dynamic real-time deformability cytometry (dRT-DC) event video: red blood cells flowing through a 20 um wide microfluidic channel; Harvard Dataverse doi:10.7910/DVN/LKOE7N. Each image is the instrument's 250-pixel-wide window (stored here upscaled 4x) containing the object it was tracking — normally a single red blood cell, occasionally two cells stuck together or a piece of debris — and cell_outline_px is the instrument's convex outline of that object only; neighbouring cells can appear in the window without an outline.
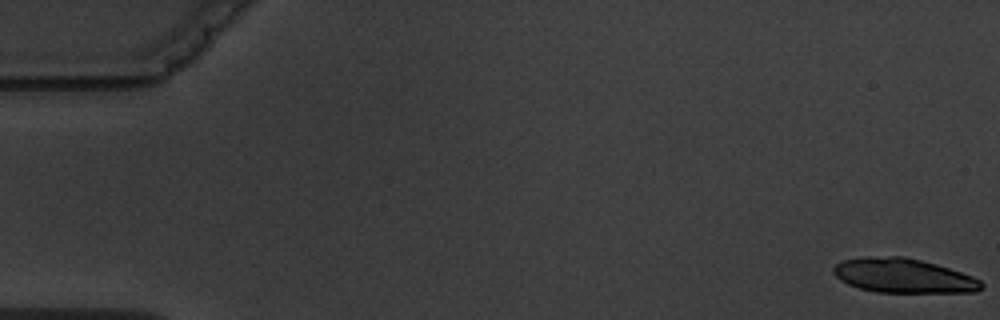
{"species": "common noctule bat (a hibernating species)", "species_latin": "Nyctalus noctula", "temperature_condition": "warm", "stored_images_in_passage": 8, "camera_frame_rate_fps": 3000, "um_per_image_px": 0.085, "animal": {"sex": "male", "body_mass_g": 19.5, "forearm_length_mm": 54.6}, "frame": {"image": 1, "passage_image": 1, "time_ms": 0.0, "image_size_px": [1000, 320], "cell_outline_px": [[984, 288], [976, 292], [876, 292], [860, 288], [848, 284], [840, 280], [832, 272], [832, 268], [836, 264], [844, 260], [860, 256], [904, 256], [936, 264], [972, 276], [980, 280], [984, 284]], "centroid_in_image_um": [76.77, 23.43], "position_along_channel_um": 8.2, "area_um2": 29.71}}
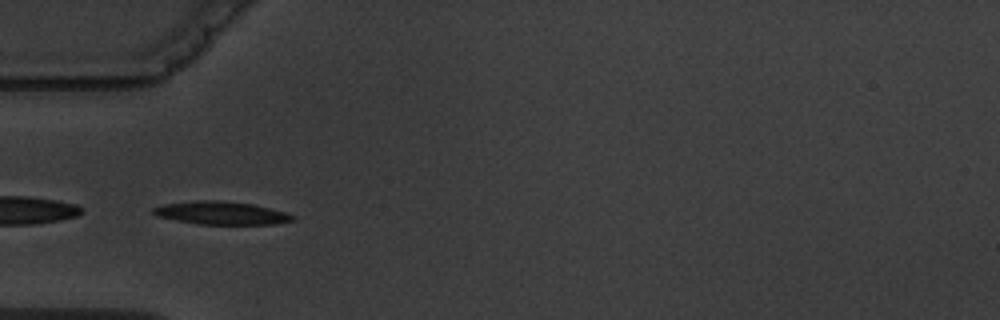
{"frame": {"image": 2, "passage_image": 6, "time_ms": 6.0, "image_size_px": [1000, 320], "cell_outline_px": [[296, 216], [292, 220], [272, 224], [196, 224], [156, 216], [152, 212], [152, 208], [164, 204], [196, 200], [216, 200], [252, 204], [284, 212]], "centroid_in_image_um": [18.75, 18.1], "position_along_channel_um": 66.3, "area_um2": 18.5}}